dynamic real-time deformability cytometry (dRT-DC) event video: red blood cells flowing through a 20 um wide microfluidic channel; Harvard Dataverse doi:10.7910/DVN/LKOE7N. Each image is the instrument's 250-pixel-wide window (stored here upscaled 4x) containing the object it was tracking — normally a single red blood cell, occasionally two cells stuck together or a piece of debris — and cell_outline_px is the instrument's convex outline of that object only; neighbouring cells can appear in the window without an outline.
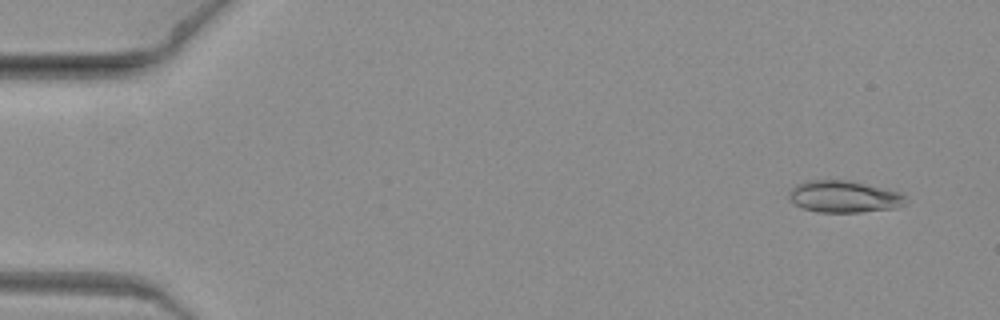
{"species": "common noctule bat (a hibernating species)", "species_latin": "Nyctalus noctula", "temperature_condition": "warm", "stored_images_in_passage": 10, "camera_frame_rate_fps": 3000, "um_per_image_px": 0.085, "animal": {"sex": "female", "body_mass_g": 19.3, "forearm_length_mm": 54.1}, "frame": {"image": 1, "passage_image": 2, "time_ms": 0.333, "image_size_px": [1000, 320], "cell_outline_px": [[908, 204], [896, 208], [860, 212], [816, 212], [804, 208], [796, 204], [788, 196], [788, 192], [796, 184], [804, 180], [844, 180], [864, 184], [900, 192], [908, 196]], "centroid_in_image_um": [71.78, 16.72], "position_along_channel_um": 13.2, "area_um2": 21.73}}
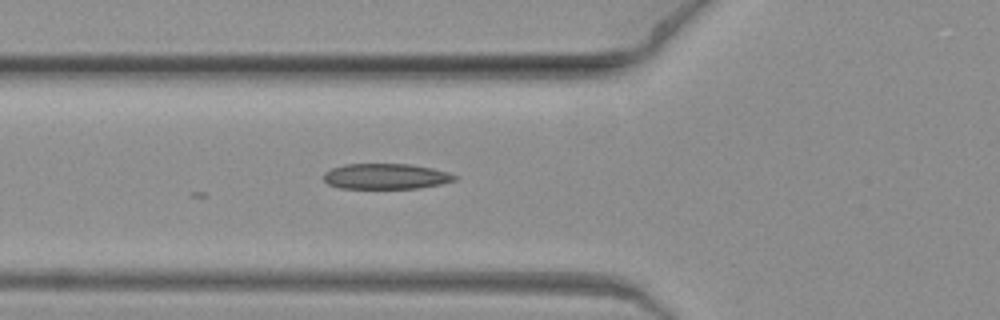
{"frame": {"image": 2, "passage_image": 8, "time_ms": 2.333, "image_size_px": [1000, 320], "cell_outline_px": [[460, 176], [456, 180], [440, 184], [420, 188], [340, 188], [328, 184], [324, 180], [324, 172], [332, 168], [344, 164], [412, 164], [432, 168], [448, 172]], "centroid_in_image_um": [32.82, 14.98], "position_along_channel_um": 93.0, "area_um2": 19.59}}
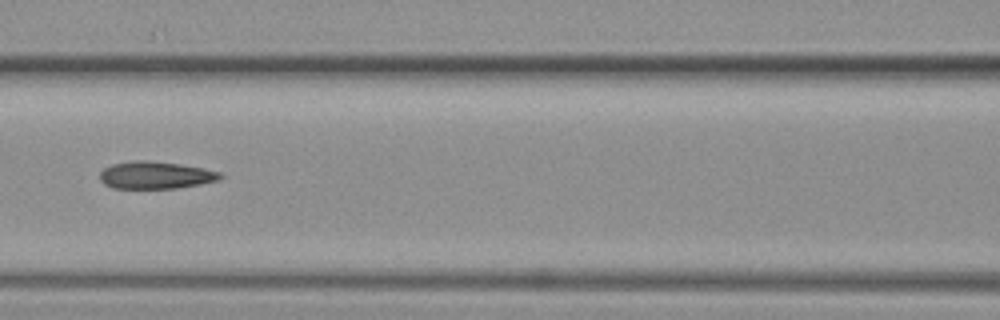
{"frame": {"image": 3, "passage_image": 10, "time_ms": 3.0, "image_size_px": [1000, 320], "cell_outline_px": [[224, 176], [220, 180], [200, 184], [176, 188], [112, 188], [104, 184], [100, 180], [100, 172], [104, 168], [112, 164], [136, 160], [144, 160], [180, 164], [204, 168], [220, 172]], "centroid_in_image_um": [13.23, 14.89], "position_along_channel_um": 153.4, "area_um2": 19.19}}